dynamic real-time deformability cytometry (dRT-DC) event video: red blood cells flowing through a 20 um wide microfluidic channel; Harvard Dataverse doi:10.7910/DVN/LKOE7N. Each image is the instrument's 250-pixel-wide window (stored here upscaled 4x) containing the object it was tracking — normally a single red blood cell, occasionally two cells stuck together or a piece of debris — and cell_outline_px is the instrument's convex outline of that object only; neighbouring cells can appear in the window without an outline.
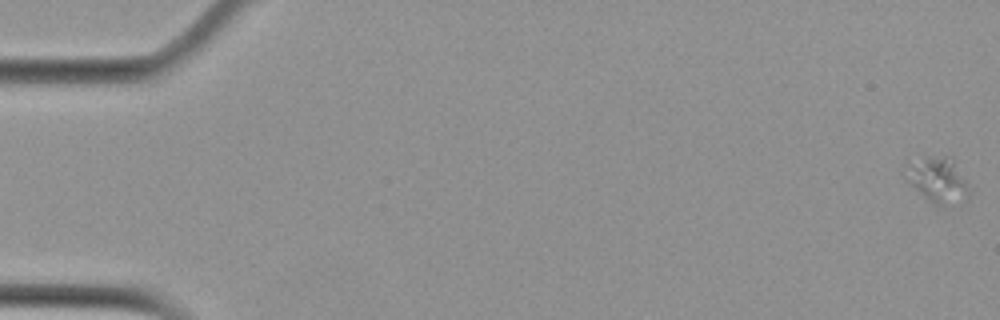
{"species": "Egyptian fruit bat (a non-hibernating species)", "species_latin": "Rousettus aegyptiacus", "temperature_condition": "cold", "stored_images_in_passage": 56, "camera_frame_rate_fps": 3000, "um_per_image_px": 0.085, "animal": {"sex": "female"}, "frame": {"image": 1, "passage_image": 1, "time_ms": 0.0, "image_size_px": [1000, 320], "cell_outline_px": [[964, 184], [940, 204], [932, 204], [900, 172], [904, 164], [928, 156], [952, 156], [964, 180]], "centroid_in_image_um": [79.41, 15.06], "position_along_channel_um": 5.6, "area_um2": 14.68}}
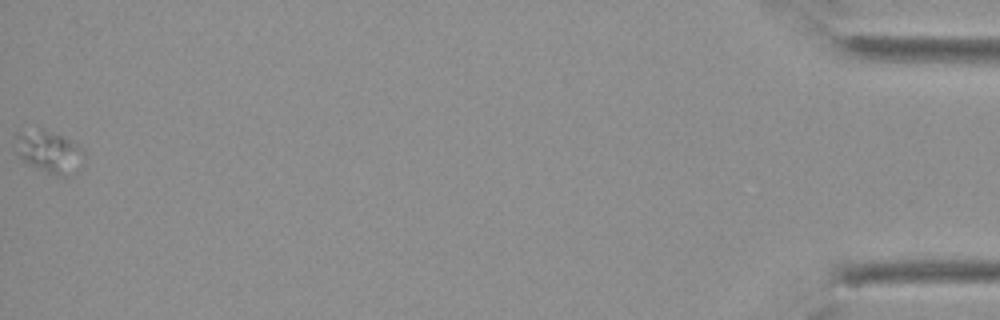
{"frame": {"image": 2, "passage_image": 56, "time_ms": 18.333, "image_size_px": [1000, 320], "cell_outline_px": [[84, 156], [80, 172], [68, 176], [56, 176], [28, 164], [20, 156], [20, 136], [40, 128], [60, 136], [68, 140], [80, 148], [84, 152]], "centroid_in_image_um": [4.34, 13.01], "position_along_channel_um": 430.9, "area_um2": 15.78}}